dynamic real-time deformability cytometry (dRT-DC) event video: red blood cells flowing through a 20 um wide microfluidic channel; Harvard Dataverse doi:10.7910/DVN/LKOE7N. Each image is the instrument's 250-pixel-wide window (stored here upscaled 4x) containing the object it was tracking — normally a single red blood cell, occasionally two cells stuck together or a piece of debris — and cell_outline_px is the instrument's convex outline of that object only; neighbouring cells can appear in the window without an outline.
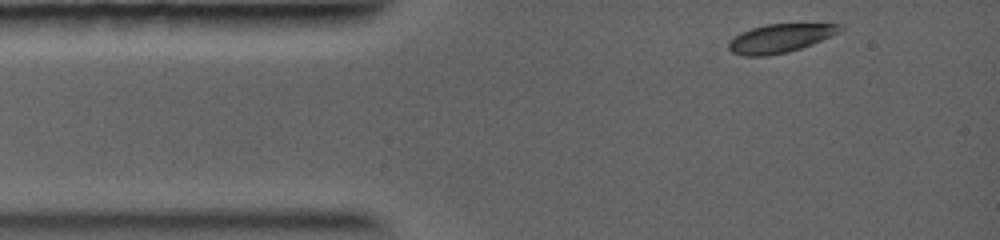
{"species": "common noctule bat (a hibernating species)", "species_latin": "Nyctalus noctula", "temperature_condition": "warm", "stored_images_in_passage": 23, "camera_frame_rate_fps": 5000, "um_per_image_px": 0.085, "animal": {"sex": "female", "body_mass_g": 19.0, "forearm_length_mm": 56.7}, "frame": {"image": 1, "passage_image": 1, "time_ms": 0.0, "image_size_px": [1000, 240], "cell_outline_px": [[844, 28], [840, 32], [832, 36], [812, 44], [788, 52], [768, 56], [744, 56], [732, 52], [728, 48], [728, 40], [740, 32], [752, 28], [768, 24], [844, 24]], "centroid_in_image_um": [66.31, 3.26], "position_along_channel_um": 18.7, "area_um2": 18.67}}
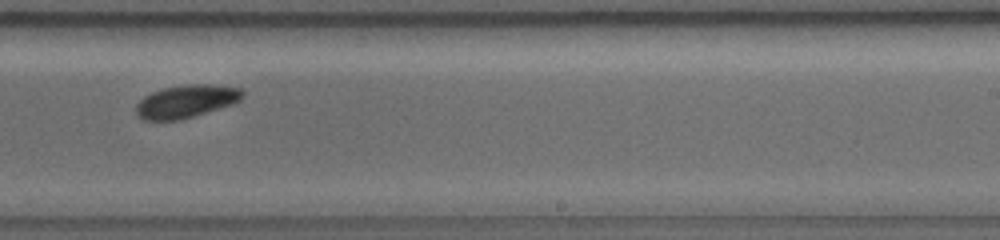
{"frame": {"image": 2, "passage_image": 15, "time_ms": 6.2, "image_size_px": [1000, 240], "cell_outline_px": [[244, 96], [240, 100], [232, 104], [180, 120], [144, 120], [136, 116], [136, 104], [144, 96], [152, 92], [164, 88], [188, 84], [212, 84], [240, 88], [244, 92]], "centroid_in_image_um": [15.81, 8.61], "position_along_channel_um": 273.2, "area_um2": 20.35}}
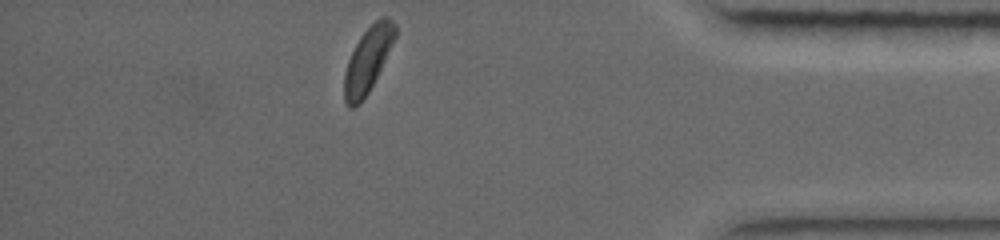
{"frame": {"image": 3, "passage_image": 23, "time_ms": 9.6, "image_size_px": [1000, 240], "cell_outline_px": [[396, 36], [368, 92], [360, 104], [356, 108], [348, 108], [344, 100], [344, 72], [348, 60], [360, 36], [380, 16], [388, 16], [396, 24]], "centroid_in_image_um": [31.24, 5.09], "position_along_channel_um": 404.0, "area_um2": 19.02}}